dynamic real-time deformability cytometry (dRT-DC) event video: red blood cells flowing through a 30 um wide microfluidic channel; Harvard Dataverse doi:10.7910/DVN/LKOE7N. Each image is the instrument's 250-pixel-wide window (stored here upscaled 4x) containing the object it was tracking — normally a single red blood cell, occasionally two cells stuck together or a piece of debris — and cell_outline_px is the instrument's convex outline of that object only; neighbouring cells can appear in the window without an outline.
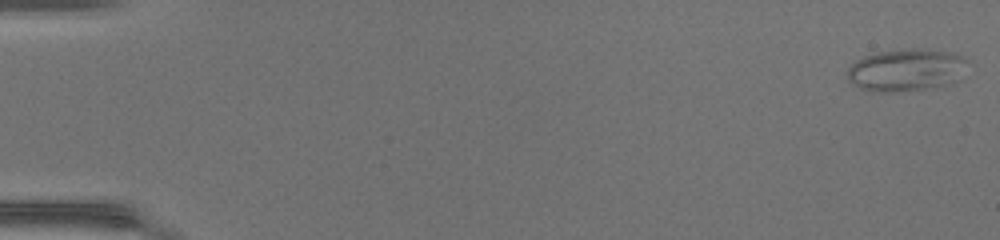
{"species": "common noctule bat (a hibernating species)", "species_latin": "Nyctalus noctula", "temperature_condition": "warm", "stored_images_in_passage": 49, "camera_frame_rate_fps": 3000, "um_per_image_px": 0.085, "animal": {"sex": "female", "body_mass_g": 17.0, "forearm_length_mm": 48.0}, "frame": {"image": 1, "passage_image": 1, "time_ms": 0.0, "image_size_px": [1000, 240], "cell_outline_px": [[968, 60], [960, 80], [948, 84], [924, 88], [892, 92], [872, 92], [860, 88], [848, 80], [848, 68], [856, 60], [864, 56], [880, 52], [912, 48], [920, 48], [948, 52], [964, 56]], "centroid_in_image_um": [77.04, 5.95], "position_along_channel_um": 8.0, "area_um2": 29.59}}
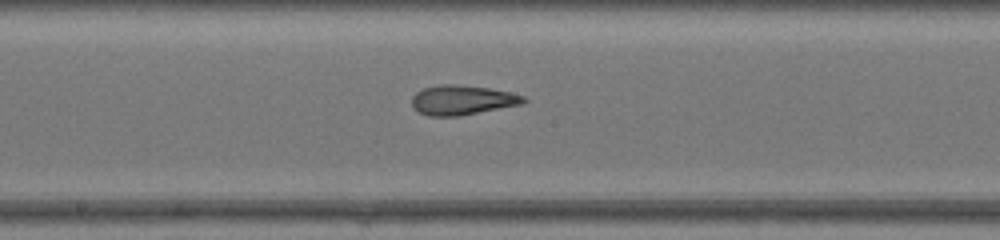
{"frame": {"image": 2, "passage_image": 27, "time_ms": 8.667, "image_size_px": [1000, 240], "cell_outline_px": [[528, 100], [520, 104], [460, 116], [428, 116], [412, 108], [412, 96], [416, 92], [424, 88], [440, 84], [456, 84], [492, 88], [524, 96]], "centroid_in_image_um": [39.26, 8.5], "position_along_channel_um": 208.9, "area_um2": 19.31}}
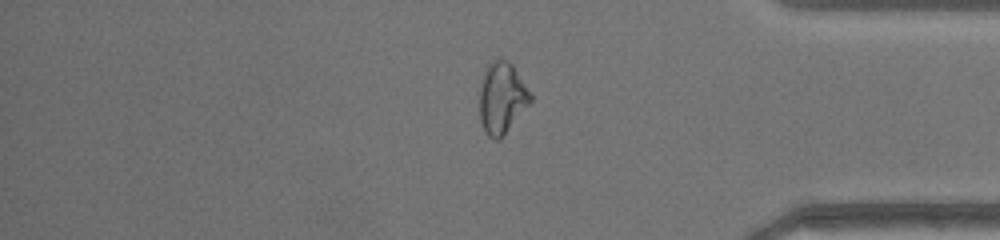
{"frame": {"image": 3, "passage_image": 41, "time_ms": 13.333, "image_size_px": [1000, 240], "cell_outline_px": [[532, 100], [504, 136], [496, 140], [488, 136], [480, 120], [480, 88], [484, 72], [488, 64], [496, 60], [508, 60], [512, 64], [532, 92]], "centroid_in_image_um": [42.69, 8.33], "position_along_channel_um": 392.5, "area_um2": 21.1}, "authors_computed_cell_mechanics": {"area_um2": 21.8484, "velocity_mm_per_s": 4.3402, "shape_relaxation_time_tau1_ms": null, "shape_relaxation_time_tau2_ms": 2.2338, "deformation_change_tau1": null, "deformation_change_tau2": 0.1073}}